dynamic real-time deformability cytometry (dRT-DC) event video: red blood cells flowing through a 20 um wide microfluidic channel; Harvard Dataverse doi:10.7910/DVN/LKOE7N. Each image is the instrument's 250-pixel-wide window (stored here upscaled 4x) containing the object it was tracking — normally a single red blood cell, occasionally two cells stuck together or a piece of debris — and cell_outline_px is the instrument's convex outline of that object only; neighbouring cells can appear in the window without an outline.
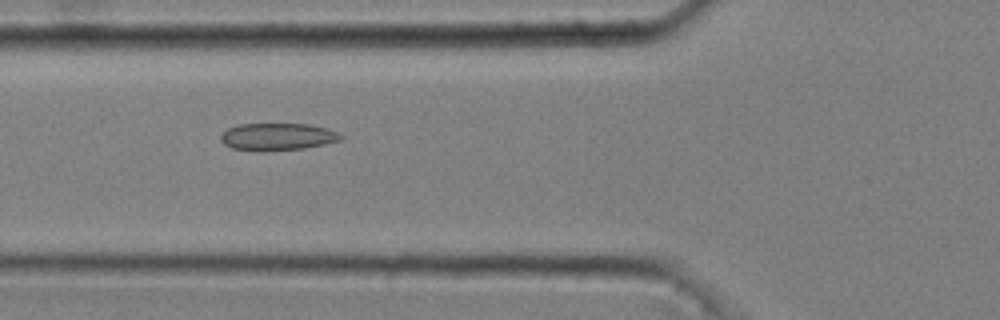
{"species": "common noctule bat (a hibernating species)", "species_latin": "Nyctalus noctula", "temperature_condition": "cold", "stored_images_in_passage": 48, "camera_frame_rate_fps": 3000, "um_per_image_px": 0.085, "animal": {"sex": "male", "body_mass_g": 20.4}, "frame": {"image": 1, "passage_image": 19, "time_ms": 6.0, "image_size_px": [1000, 320], "cell_outline_px": [[344, 136], [340, 140], [324, 144], [304, 148], [264, 152], [260, 152], [232, 148], [224, 144], [220, 140], [220, 136], [228, 128], [240, 124], [308, 124], [328, 128]], "centroid_in_image_um": [23.57, 11.63], "position_along_channel_um": 102.2, "area_um2": 19.19}}
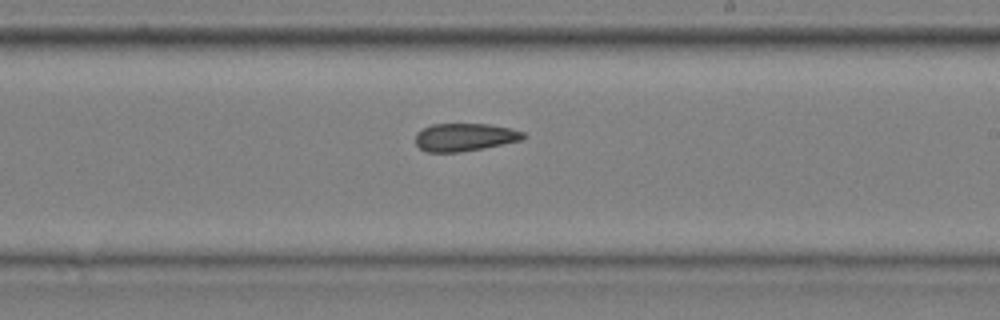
{"frame": {"image": 2, "passage_image": 31, "time_ms": 10.0, "image_size_px": [1000, 320], "cell_outline_px": [[528, 136], [520, 140], [484, 148], [460, 152], [424, 152], [416, 144], [416, 132], [432, 124], [488, 124], [512, 128], [524, 132]], "centroid_in_image_um": [39.5, 11.66], "position_along_channel_um": 249.5, "area_um2": 17.57}}
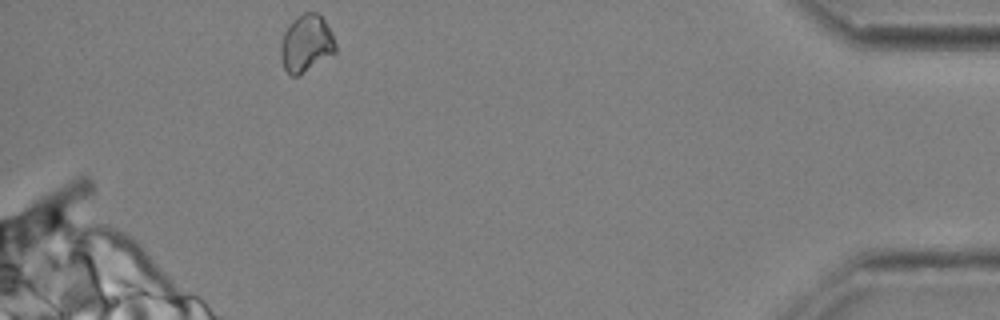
{"frame": {"image": 3, "passage_image": 48, "time_ms": 15.667, "image_size_px": [1000, 320], "cell_outline_px": [[336, 52], [296, 76], [292, 76], [284, 68], [280, 56], [280, 44], [284, 32], [296, 16], [304, 12], [316, 12], [324, 20], [332, 32], [336, 44]], "centroid_in_image_um": [26.02, 3.67], "position_along_channel_um": 409.2, "area_um2": 18.09}, "authors_computed_cell_mechanics": {"area_um2": 18.3226, "velocity_mm_per_s": 3.6866, "shape_relaxation_time_tau1_ms": null, "shape_relaxation_time_tau2_ms": 3.9754, "deformation_change_tau1": null, "deformation_change_tau2": 0.1003}}